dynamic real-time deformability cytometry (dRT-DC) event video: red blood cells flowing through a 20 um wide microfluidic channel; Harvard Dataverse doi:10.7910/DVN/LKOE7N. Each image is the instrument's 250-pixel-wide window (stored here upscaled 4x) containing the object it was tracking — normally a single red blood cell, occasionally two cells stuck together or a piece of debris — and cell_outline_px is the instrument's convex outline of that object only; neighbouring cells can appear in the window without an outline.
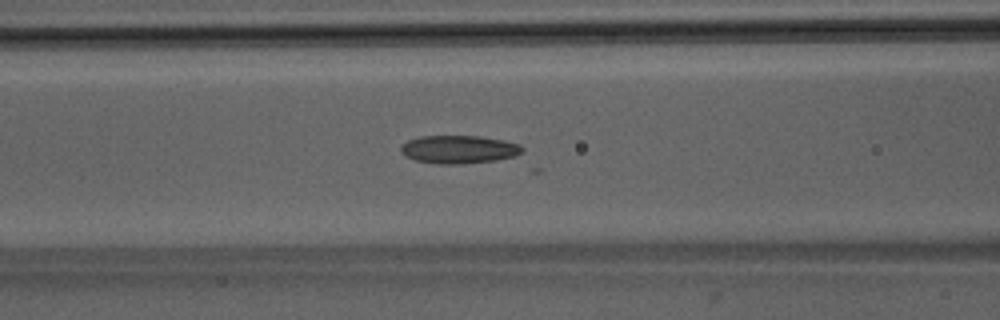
{"species": "Egyptian fruit bat (a non-hibernating species)", "species_latin": "Rousettus aegyptiacus", "temperature_condition": "room temperature", "stored_images_in_passage": 36, "camera_frame_rate_fps": 3000, "um_per_image_px": 0.085, "animal": {"sex": "male"}, "frame": {"image": 1, "passage_image": 22, "time_ms": 7.0, "image_size_px": [1000, 320], "cell_outline_px": [[524, 148], [516, 156], [496, 160], [460, 164], [436, 164], [416, 160], [404, 156], [400, 152], [400, 148], [408, 140], [420, 136], [480, 136], [504, 140], [520, 144]], "centroid_in_image_um": [39.0, 12.7], "position_along_channel_um": 127.6, "area_um2": 19.94}}